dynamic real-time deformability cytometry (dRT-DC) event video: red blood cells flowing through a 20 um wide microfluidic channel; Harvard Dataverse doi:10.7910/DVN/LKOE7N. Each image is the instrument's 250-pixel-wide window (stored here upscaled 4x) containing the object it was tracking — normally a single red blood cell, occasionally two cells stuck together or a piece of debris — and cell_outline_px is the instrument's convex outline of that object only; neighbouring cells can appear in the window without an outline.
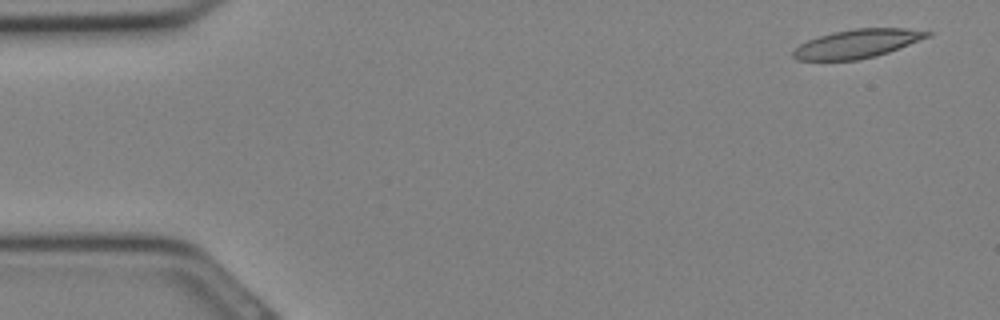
{"species": "Egyptian fruit bat (a non-hibernating species)", "species_latin": "Rousettus aegyptiacus", "temperature_condition": "cold", "stored_images_in_passage": 23, "camera_frame_rate_fps": 3000, "um_per_image_px": 0.085, "animal": {"sex": "female"}, "frame": {"image": 1, "passage_image": 2, "time_ms": 0.333, "image_size_px": [1000, 320], "cell_outline_px": [[932, 36], [888, 52], [876, 56], [860, 60], [796, 60], [792, 56], [792, 52], [800, 44], [808, 40], [832, 32], [856, 28], [904, 28], [932, 32]], "centroid_in_image_um": [72.88, 3.71], "position_along_channel_um": 12.1, "area_um2": 22.37}}
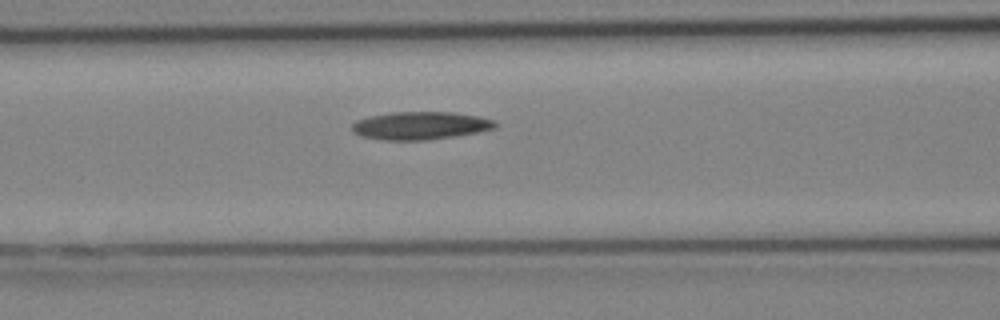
{"frame": {"image": 2, "passage_image": 13, "time_ms": 4.0, "image_size_px": [1000, 320], "cell_outline_px": [[496, 128], [480, 132], [428, 140], [380, 140], [360, 136], [352, 132], [352, 124], [356, 120], [368, 116], [392, 112], [452, 112], [480, 116], [496, 120]], "centroid_in_image_um": [35.73, 10.68], "position_along_channel_um": 130.9, "area_um2": 23.58}}
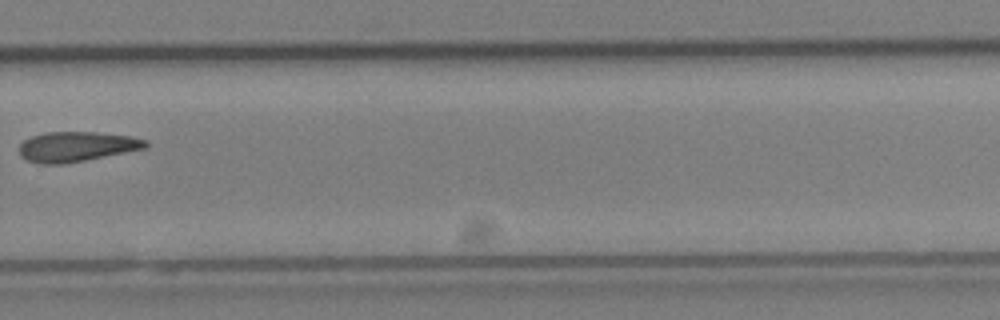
{"frame": {"image": 3, "passage_image": 22, "time_ms": 7.0, "image_size_px": [1000, 320], "cell_outline_px": [[148, 144], [144, 148], [64, 164], [36, 164], [20, 156], [20, 144], [24, 140], [32, 136], [44, 132], [96, 132], [128, 136], [148, 140]], "centroid_in_image_um": [6.45, 12.46], "position_along_channel_um": 323.3, "area_um2": 21.85}}